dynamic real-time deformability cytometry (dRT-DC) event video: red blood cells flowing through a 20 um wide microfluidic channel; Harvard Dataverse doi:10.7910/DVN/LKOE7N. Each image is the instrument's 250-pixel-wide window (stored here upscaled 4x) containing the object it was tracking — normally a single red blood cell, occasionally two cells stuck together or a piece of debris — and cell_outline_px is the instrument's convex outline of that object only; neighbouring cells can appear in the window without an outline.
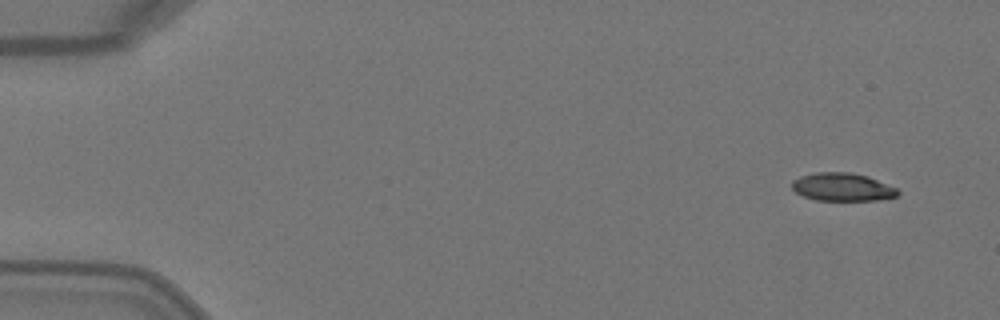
{"species": "Egyptian fruit bat (a non-hibernating species)", "species_latin": "Rousettus aegyptiacus", "temperature_condition": "warm", "stored_images_in_passage": 4, "segment_of_instrument_passage": [1, 2], "camera_frame_rate_fps": 3000, "um_per_image_px": 0.085, "animal": {"sex": "female"}, "frame": {"image": 1, "passage_image": 1, "time_ms": 0.0, "image_size_px": [1000, 320], "cell_outline_px": [[900, 192], [896, 196], [876, 200], [816, 200], [804, 196], [796, 192], [792, 188], [792, 180], [800, 176], [816, 172], [852, 172], [868, 176], [896, 188]], "centroid_in_image_um": [71.58, 15.88], "position_along_channel_um": 13.4, "area_um2": 17.22}}